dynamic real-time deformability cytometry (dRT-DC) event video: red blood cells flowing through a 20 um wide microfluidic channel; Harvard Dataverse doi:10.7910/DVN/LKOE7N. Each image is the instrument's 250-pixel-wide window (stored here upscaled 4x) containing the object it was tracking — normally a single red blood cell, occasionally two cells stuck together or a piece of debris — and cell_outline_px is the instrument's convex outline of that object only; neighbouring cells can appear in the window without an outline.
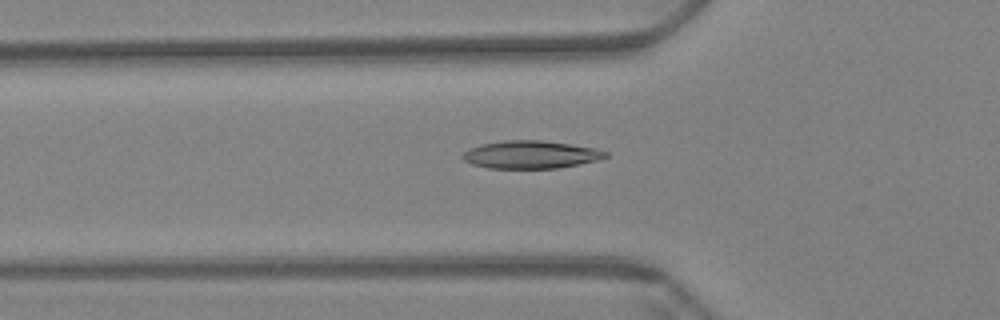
{"species": "Egyptian fruit bat (a non-hibernating species)", "species_latin": "Rousettus aegyptiacus", "temperature_condition": "warm", "stored_images_in_passage": 47, "camera_frame_rate_fps": 3000, "um_per_image_px": 0.085, "animal": {"sex": "female"}, "frame": {"image": 1, "passage_image": 8, "time_ms": 2.333, "image_size_px": [1000, 320], "cell_outline_px": [[608, 156], [596, 160], [580, 164], [560, 168], [488, 168], [472, 164], [464, 160], [460, 156], [464, 152], [480, 144], [504, 140], [540, 140], [568, 144], [592, 148], [608, 152]], "centroid_in_image_um": [45.08, 13.14], "position_along_channel_um": 80.7, "area_um2": 22.95}}
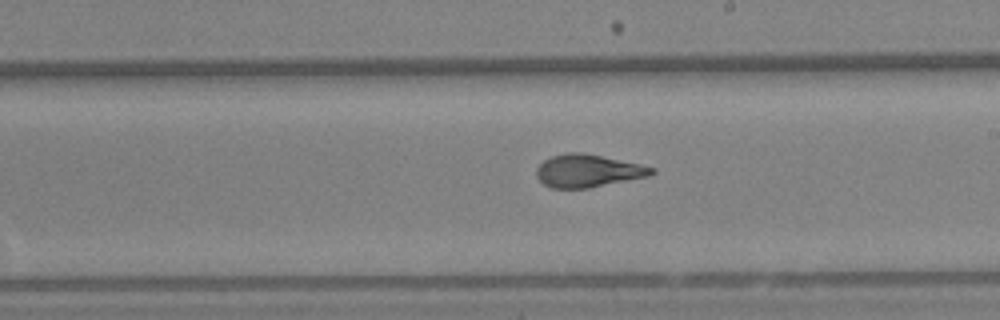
{"frame": {"image": 2, "passage_image": 22, "time_ms": 7.0, "image_size_px": [1000, 320], "cell_outline_px": [[656, 172], [648, 176], [588, 188], [552, 188], [544, 184], [536, 176], [536, 168], [544, 160], [552, 156], [568, 152], [580, 152], [640, 164], [656, 168]], "centroid_in_image_um": [49.96, 14.52], "position_along_channel_um": 239.0, "area_um2": 21.73}}
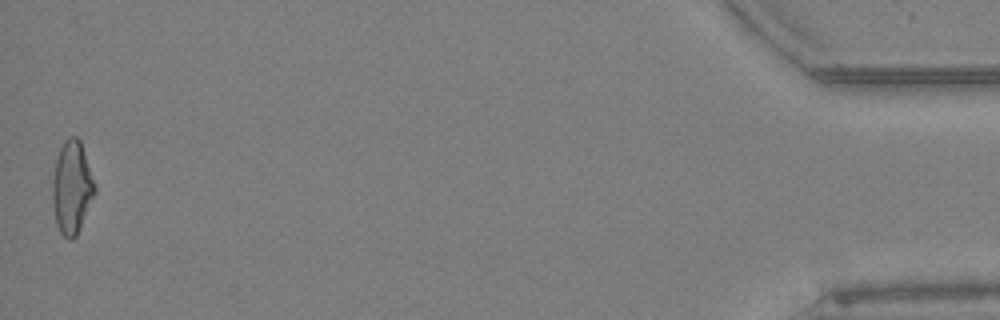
{"frame": {"image": 3, "passage_image": 47, "time_ms": 15.333, "image_size_px": [1000, 320], "cell_outline_px": [[96, 192], [76, 236], [72, 240], [68, 240], [60, 232], [56, 224], [52, 200], [52, 180], [56, 160], [60, 148], [64, 140], [68, 136], [76, 136], [80, 140], [96, 184]], "centroid_in_image_um": [6.11, 15.93], "position_along_channel_um": 429.1, "area_um2": 23.0}, "authors_computed_cell_mechanics": {"area_um2": 22.0796, "velocity_mm_per_s": 3.4007, "shape_relaxation_time_tau1_ms": null, "shape_relaxation_time_tau2_ms": 1.2345, "deformation_change_tau1": null, "deformation_change_tau2": 0.0796}}